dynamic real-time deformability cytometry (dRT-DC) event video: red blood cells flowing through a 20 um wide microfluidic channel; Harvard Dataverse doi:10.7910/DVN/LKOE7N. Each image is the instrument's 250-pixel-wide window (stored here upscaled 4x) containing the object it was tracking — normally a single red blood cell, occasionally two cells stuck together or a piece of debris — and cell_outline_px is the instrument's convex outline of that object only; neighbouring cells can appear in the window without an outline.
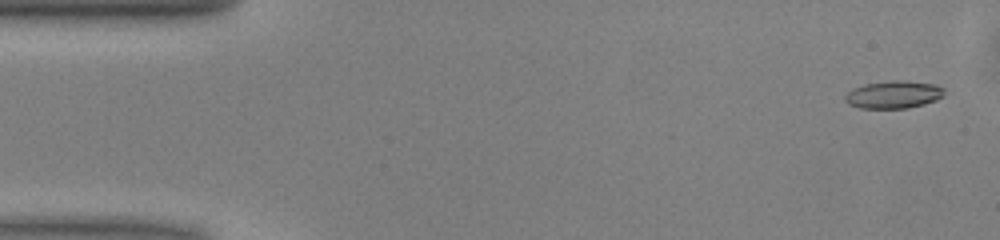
{"species": "common noctule bat (a hibernating species)", "species_latin": "Nyctalus noctula", "temperature_condition": "warm", "stored_images_in_passage": 50, "camera_frame_rate_fps": 3000, "um_per_image_px": 0.085, "animal": {"sex": "male", "body_mass_g": 13.0, "forearm_length_mm": 53.1}, "frame": {"image": 1, "passage_image": 2, "time_ms": 0.333, "image_size_px": [1000, 240], "cell_outline_px": [[944, 96], [936, 100], [924, 104], [908, 108], [860, 108], [848, 104], [844, 100], [844, 96], [852, 88], [864, 84], [892, 80], [904, 80], [936, 84], [944, 88]], "centroid_in_image_um": [75.95, 8.03], "position_along_channel_um": 9.0, "area_um2": 16.13}}
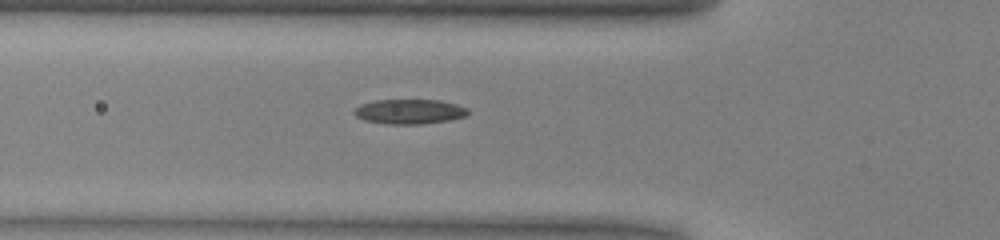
{"frame": {"image": 2, "passage_image": 17, "time_ms": 5.333, "image_size_px": [1000, 240], "cell_outline_px": [[468, 116], [452, 120], [424, 124], [388, 124], [364, 120], [356, 116], [352, 112], [360, 104], [376, 100], [440, 100], [456, 104], [468, 108]], "centroid_in_image_um": [34.84, 9.49], "position_along_channel_um": 91.0, "area_um2": 16.59}}
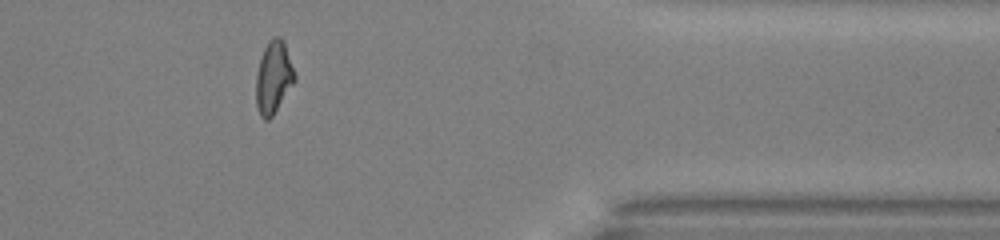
{"frame": {"image": 3, "passage_image": 41, "time_ms": 13.333, "image_size_px": [1000, 240], "cell_outline_px": [[296, 80], [272, 116], [268, 120], [264, 120], [260, 116], [256, 104], [256, 76], [260, 56], [268, 40], [272, 36], [280, 36], [284, 44], [296, 76]], "centroid_in_image_um": [23.23, 6.57], "position_along_channel_um": 388.2, "area_um2": 16.24}, "authors_computed_cell_mechanics": {"area_um2": 16.0684, "velocity_mm_per_s": 4.0399, "shape_relaxation_time_tau1_ms": 7.7563, "shape_relaxation_time_tau2_ms": 4.0975, "deformation_change_tau1": 0.1994, "deformation_change_tau2": 0.1177}}